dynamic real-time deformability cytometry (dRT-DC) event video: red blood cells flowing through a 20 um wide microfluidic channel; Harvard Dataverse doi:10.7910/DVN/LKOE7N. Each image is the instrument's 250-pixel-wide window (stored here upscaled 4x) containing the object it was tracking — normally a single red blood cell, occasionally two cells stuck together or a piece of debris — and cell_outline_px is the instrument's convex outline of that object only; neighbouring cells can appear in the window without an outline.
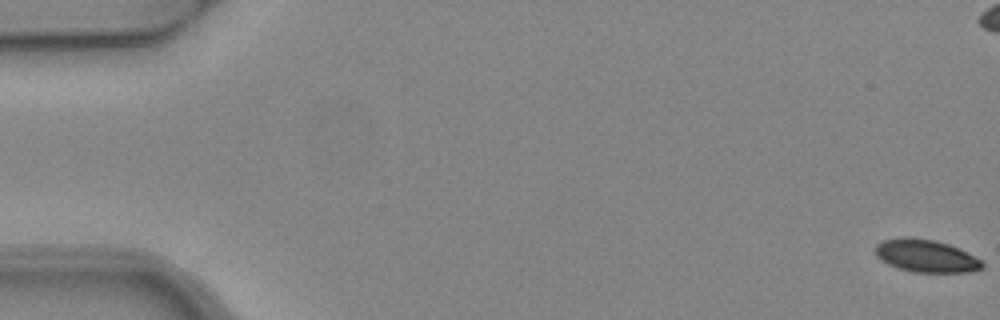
{"species": "common noctule bat (a hibernating species)", "species_latin": "Nyctalus noctula", "temperature_condition": "warm", "stored_images_in_passage": 9, "camera_frame_rate_fps": 3000, "um_per_image_px": 0.085, "animal": {"sex": "female", "body_mass_g": 24.6, "forearm_length_mm": 56.2}, "frame": {"image": 1, "passage_image": 1, "time_ms": 0.0, "image_size_px": [1000, 320], "cell_outline_px": [[984, 268], [968, 272], [916, 272], [900, 268], [888, 264], [876, 256], [876, 244], [884, 240], [932, 240], [948, 244], [968, 252], [980, 260], [984, 264]], "centroid_in_image_um": [78.78, 21.8], "position_along_channel_um": 6.2, "area_um2": 19.42}}
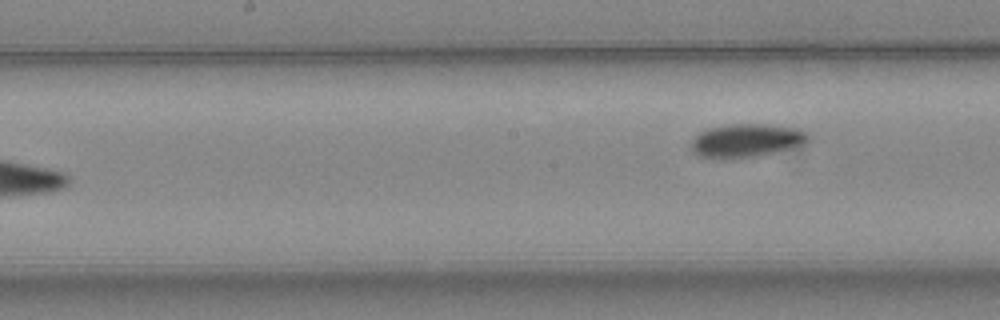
{"frame": {"image": 2, "passage_image": 9, "time_ms": 2.667, "image_size_px": [1000, 320], "cell_outline_px": [[812, 136], [804, 144], [772, 152], [752, 156], [728, 160], [712, 160], [696, 156], [688, 148], [692, 136], [708, 128], [732, 124], [764, 124], [800, 128]], "centroid_in_image_um": [63.32, 11.96], "position_along_channel_um": 184.9, "area_um2": 23.41}}